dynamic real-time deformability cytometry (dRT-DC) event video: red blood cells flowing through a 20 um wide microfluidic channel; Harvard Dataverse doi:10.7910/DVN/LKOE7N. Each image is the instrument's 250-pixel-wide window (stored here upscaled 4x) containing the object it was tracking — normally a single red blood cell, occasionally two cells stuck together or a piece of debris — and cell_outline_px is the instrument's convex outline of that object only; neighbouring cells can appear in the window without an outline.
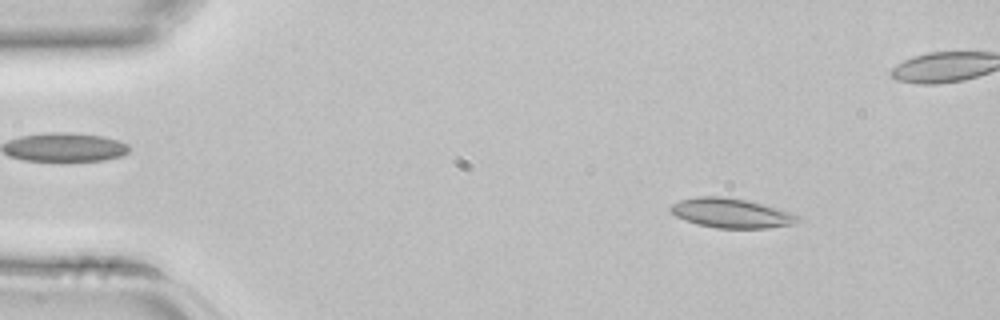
{"species": "common noctule bat (a hibernating species)", "species_latin": "Nyctalus noctula", "temperature_condition": "room temperature", "stored_images_in_passage": 3, "camera_frame_rate_fps": 3000, "um_per_image_px": 0.085, "animal": {"sex": "female", "body_mass_g": 22.7, "forearm_length_mm": 54.2}, "frame": {"image": 1, "passage_image": 1, "time_ms": 0.0, "image_size_px": [1000, 320], "cell_outline_px": [[804, 220], [792, 224], [768, 228], [716, 228], [696, 224], [684, 220], [676, 216], [668, 208], [672, 204], [680, 200], [700, 196], [724, 196], [748, 200], [764, 204], [792, 212], [800, 216]], "centroid_in_image_um": [62.2, 18.11], "position_along_channel_um": 22.8, "area_um2": 22.2}}